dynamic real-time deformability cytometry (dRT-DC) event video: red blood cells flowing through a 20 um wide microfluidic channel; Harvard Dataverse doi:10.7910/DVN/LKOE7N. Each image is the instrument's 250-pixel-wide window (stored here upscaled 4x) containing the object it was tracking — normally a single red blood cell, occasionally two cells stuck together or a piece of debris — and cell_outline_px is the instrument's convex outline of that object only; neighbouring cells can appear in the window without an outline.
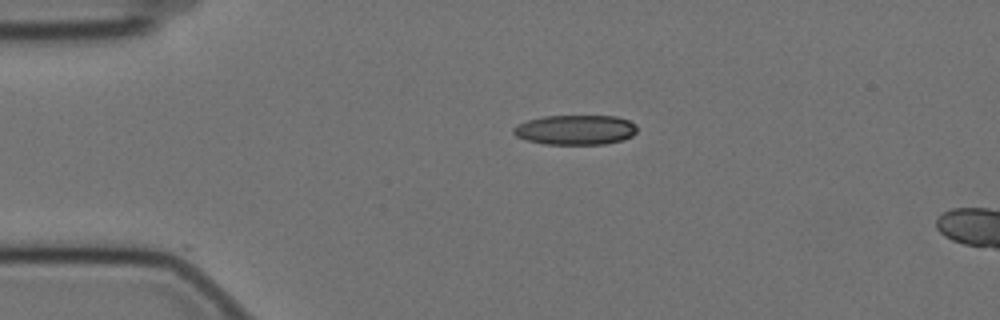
{"species": "Egyptian fruit bat (a non-hibernating species)", "species_latin": "Rousettus aegyptiacus", "temperature_condition": "cold", "stored_images_in_passage": 47, "camera_frame_rate_fps": 3000, "um_per_image_px": 0.085, "animal": {"sex": "female"}, "frame": {"image": 1, "passage_image": 1, "time_ms": 0.0, "image_size_px": [1000, 320], "cell_outline_px": [[636, 132], [632, 136], [624, 140], [604, 144], [544, 144], [528, 140], [516, 136], [512, 132], [512, 128], [528, 120], [544, 116], [616, 116], [628, 120], [636, 124]], "centroid_in_image_um": [48.94, 11.04], "position_along_channel_um": 36.1, "area_um2": 21.44}}
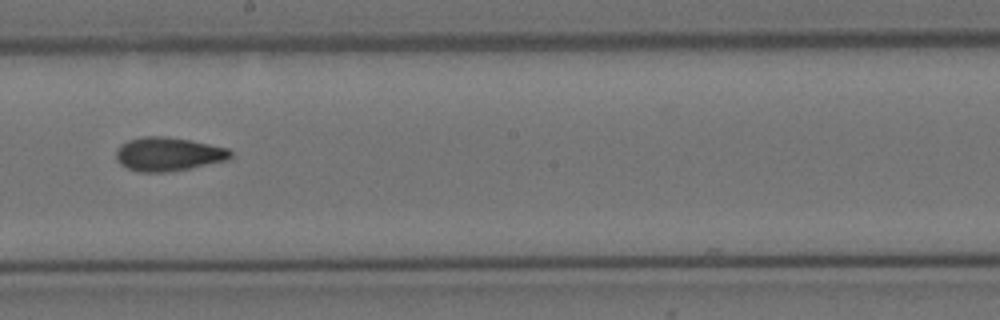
{"frame": {"image": 2, "passage_image": 21, "time_ms": 6.667, "image_size_px": [1000, 320], "cell_outline_px": [[232, 156], [228, 160], [188, 168], [164, 172], [140, 172], [128, 168], [120, 164], [116, 160], [116, 152], [120, 144], [128, 140], [144, 136], [168, 136], [228, 148], [232, 152]], "centroid_in_image_um": [14.28, 13.09], "position_along_channel_um": 233.9, "area_um2": 22.37}}
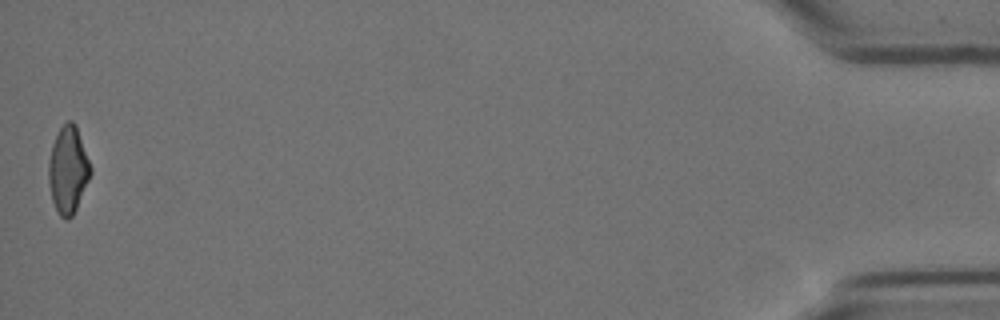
{"frame": {"image": 3, "passage_image": 46, "time_ms": 15.0, "image_size_px": [1000, 320], "cell_outline_px": [[92, 172], [76, 208], [72, 216], [68, 220], [64, 220], [60, 216], [52, 200], [48, 180], [48, 164], [52, 144], [60, 128], [68, 120], [72, 120], [76, 124], [92, 168]], "centroid_in_image_um": [5.79, 14.43], "position_along_channel_um": 429.4, "area_um2": 21.21}}